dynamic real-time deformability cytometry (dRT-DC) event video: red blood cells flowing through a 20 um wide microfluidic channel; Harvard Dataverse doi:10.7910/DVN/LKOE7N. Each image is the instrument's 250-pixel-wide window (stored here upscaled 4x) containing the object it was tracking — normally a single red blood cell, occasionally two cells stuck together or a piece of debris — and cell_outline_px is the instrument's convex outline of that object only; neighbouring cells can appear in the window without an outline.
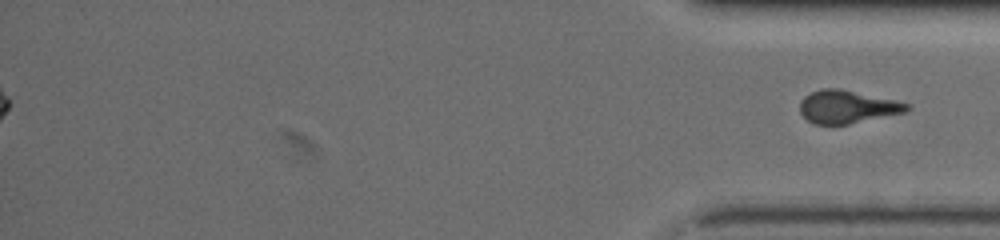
{"species": "common noctule bat (a hibernating species)", "species_latin": "Nyctalus noctula", "temperature_condition": "warm", "stored_images_in_passage": 69, "segment_of_instrument_passage": [2, 2], "camera_frame_rate_fps": 3000, "um_per_image_px": 0.085, "animal": {"sex": "female", "body_mass_g": 19.5, "forearm_length_mm": 54.1}, "frame": {"image": 1, "passage_image": 69, "time_ms": 22.667, "image_size_px": [1000, 240], "cell_outline_px": [[908, 112], [848, 124], [812, 124], [800, 112], [800, 100], [804, 96], [820, 88], [840, 88], [892, 100], [908, 104]], "centroid_in_image_um": [71.97, 9.08], "position_along_channel_um": 363.2, "area_um2": 20.35}}